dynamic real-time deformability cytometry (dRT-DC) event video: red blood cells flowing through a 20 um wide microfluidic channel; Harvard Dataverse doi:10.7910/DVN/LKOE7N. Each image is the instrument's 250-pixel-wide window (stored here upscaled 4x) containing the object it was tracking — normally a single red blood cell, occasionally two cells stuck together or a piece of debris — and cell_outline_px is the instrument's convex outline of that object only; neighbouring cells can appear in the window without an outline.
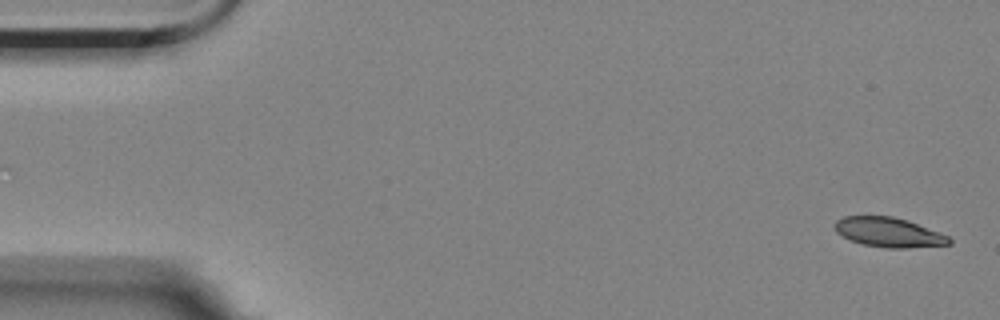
{"species": "Egyptian fruit bat (a non-hibernating species)", "species_latin": "Rousettus aegyptiacus", "temperature_condition": "room temperature", "stored_images_in_passage": 2, "camera_frame_rate_fps": 3000, "um_per_image_px": 0.085, "animal": {"sex": "female"}, "frame": {"image": 1, "passage_image": 2, "time_ms": 1.333, "image_size_px": [1000, 320], "cell_outline_px": [[952, 244], [908, 248], [884, 248], [864, 244], [852, 240], [836, 232], [832, 224], [836, 220], [844, 216], [892, 216], [908, 220], [948, 236], [952, 240]], "centroid_in_image_um": [75.53, 19.74], "position_along_channel_um": 9.5, "area_um2": 19.71}}